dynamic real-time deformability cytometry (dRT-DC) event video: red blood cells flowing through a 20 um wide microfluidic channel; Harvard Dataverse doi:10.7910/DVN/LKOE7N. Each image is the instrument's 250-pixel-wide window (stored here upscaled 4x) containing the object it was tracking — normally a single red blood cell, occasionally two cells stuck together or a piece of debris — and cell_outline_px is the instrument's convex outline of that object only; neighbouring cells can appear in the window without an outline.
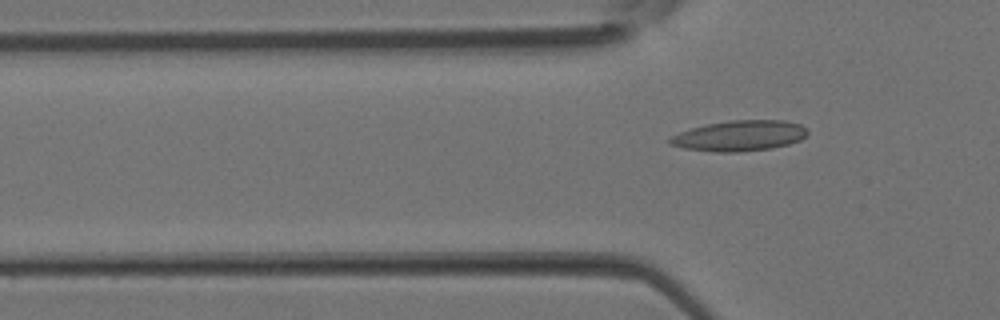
{"species": "Egyptian fruit bat (a non-hibernating species)", "species_latin": "Rousettus aegyptiacus", "temperature_condition": "room temperature", "stored_images_in_passage": 5, "camera_frame_rate_fps": 3000, "um_per_image_px": 0.085, "animal": {"sex": "female"}, "frame": {"image": 1, "passage_image": 5, "time_ms": 1.333, "image_size_px": [1000, 320], "cell_outline_px": [[808, 132], [800, 140], [788, 144], [772, 148], [736, 152], [712, 152], [684, 148], [668, 144], [668, 140], [672, 136], [680, 132], [692, 128], [708, 124], [728, 120], [784, 120], [800, 124], [808, 128]], "centroid_in_image_um": [62.87, 11.54], "position_along_channel_um": 62.9, "area_um2": 24.51}}